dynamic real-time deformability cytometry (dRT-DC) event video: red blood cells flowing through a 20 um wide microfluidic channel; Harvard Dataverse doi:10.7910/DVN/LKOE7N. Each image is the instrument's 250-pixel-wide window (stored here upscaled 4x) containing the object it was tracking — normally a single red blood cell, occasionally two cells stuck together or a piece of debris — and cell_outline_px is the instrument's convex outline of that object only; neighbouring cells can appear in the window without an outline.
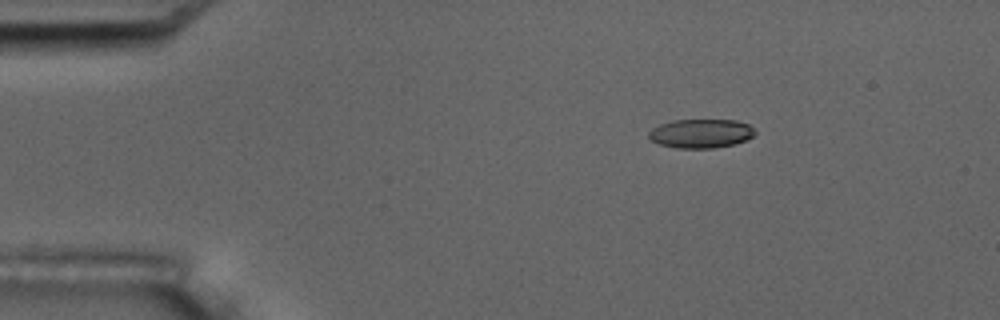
{"species": "common noctule bat (a hibernating species)", "species_latin": "Nyctalus noctula", "temperature_condition": "room temperature", "stored_images_in_passage": 5, "camera_frame_rate_fps": 3000, "um_per_image_px": 0.085, "animal": {"sex": "male", "body_mass_g": 17.5, "forearm_length_mm": 52.3}, "frame": {"image": 1, "passage_image": 3, "time_ms": 2.333, "image_size_px": [1000, 320], "cell_outline_px": [[756, 132], [748, 140], [732, 144], [712, 148], [676, 148], [660, 144], [652, 140], [648, 136], [648, 132], [652, 128], [660, 124], [672, 120], [736, 120], [748, 124]], "centroid_in_image_um": [59.57, 11.34], "position_along_channel_um": 25.4, "area_um2": 17.86}}
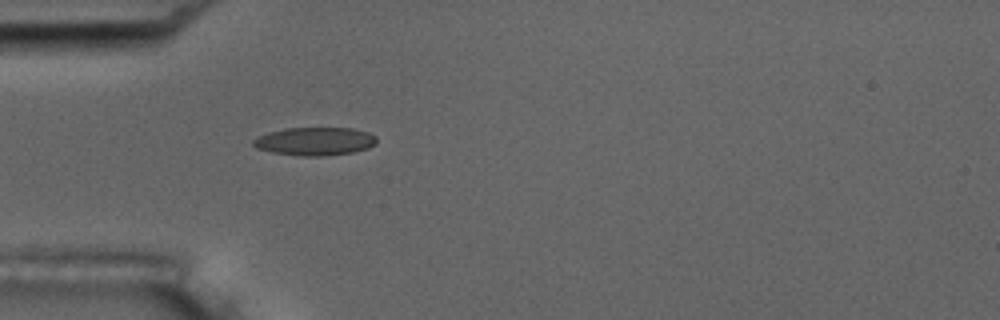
{"frame": {"image": 2, "passage_image": 5, "time_ms": 5.0, "image_size_px": [1000, 320], "cell_outline_px": [[376, 144], [368, 148], [352, 152], [324, 156], [300, 156], [272, 152], [256, 148], [252, 144], [252, 140], [268, 132], [284, 128], [352, 128], [368, 132], [376, 136]], "centroid_in_image_um": [26.76, 12.01], "position_along_channel_um": 58.2, "area_um2": 20.29}}